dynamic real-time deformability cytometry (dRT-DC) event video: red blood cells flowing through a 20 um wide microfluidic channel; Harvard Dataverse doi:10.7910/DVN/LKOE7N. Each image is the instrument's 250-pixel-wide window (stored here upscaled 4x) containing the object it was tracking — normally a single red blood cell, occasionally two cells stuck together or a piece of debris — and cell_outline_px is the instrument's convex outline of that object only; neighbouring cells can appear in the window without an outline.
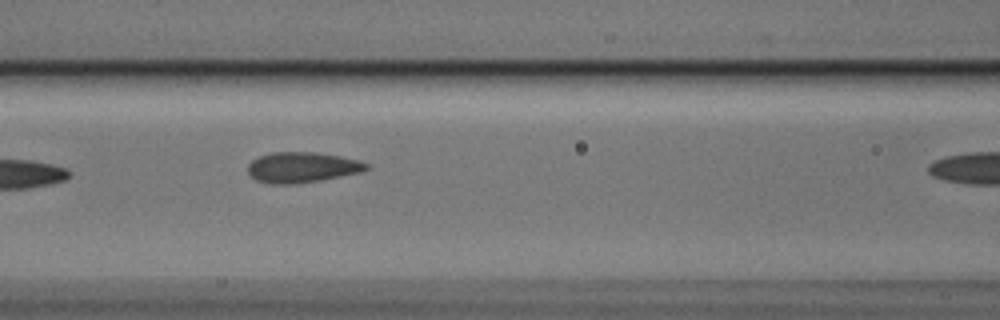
{"species": "Egyptian fruit bat (a non-hibernating species)", "species_latin": "Rousettus aegyptiacus", "temperature_condition": "cold", "stored_images_in_passage": 5, "segment_of_instrument_passage": [1, 2], "camera_frame_rate_fps": 3000, "um_per_image_px": 0.085, "animal": {"sex": "male"}, "frame": {"image": 1, "passage_image": 4, "time_ms": 1.0, "image_size_px": [1000, 320], "cell_outline_px": [[368, 168], [360, 172], [320, 180], [296, 184], [268, 184], [256, 180], [248, 172], [248, 164], [252, 160], [260, 156], [272, 152], [316, 152], [340, 156], [360, 160], [368, 164]], "centroid_in_image_um": [25.66, 14.22], "position_along_channel_um": 140.9, "area_um2": 21.04}}